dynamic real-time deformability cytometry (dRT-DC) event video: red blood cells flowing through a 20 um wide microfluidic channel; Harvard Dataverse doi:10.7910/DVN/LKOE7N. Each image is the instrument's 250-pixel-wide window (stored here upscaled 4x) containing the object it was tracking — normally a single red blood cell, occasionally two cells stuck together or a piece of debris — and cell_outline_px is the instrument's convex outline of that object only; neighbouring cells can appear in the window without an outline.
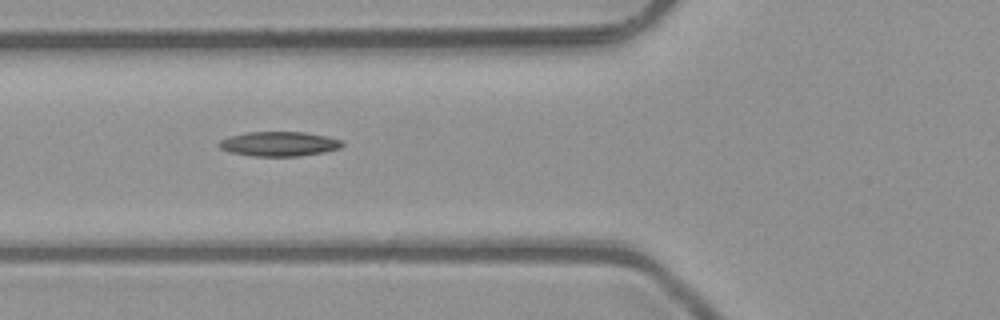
{"species": "common noctule bat (a hibernating species)", "species_latin": "Nyctalus noctula", "temperature_condition": "room temperature", "stored_images_in_passage": 2, "camera_frame_rate_fps": 3000, "um_per_image_px": 0.085, "animal": {"sex": "male", "body_mass_g": 23.1, "forearm_length_mm": 52.7}, "frame": {"image": 1, "passage_image": 2, "time_ms": 0.333, "image_size_px": [1000, 320], "cell_outline_px": [[344, 144], [340, 148], [324, 152], [300, 156], [252, 156], [232, 152], [220, 148], [216, 144], [220, 140], [228, 136], [244, 132], [304, 132], [328, 136], [344, 140]], "centroid_in_image_um": [23.73, 12.22], "position_along_channel_um": 102.1, "area_um2": 17.86}}